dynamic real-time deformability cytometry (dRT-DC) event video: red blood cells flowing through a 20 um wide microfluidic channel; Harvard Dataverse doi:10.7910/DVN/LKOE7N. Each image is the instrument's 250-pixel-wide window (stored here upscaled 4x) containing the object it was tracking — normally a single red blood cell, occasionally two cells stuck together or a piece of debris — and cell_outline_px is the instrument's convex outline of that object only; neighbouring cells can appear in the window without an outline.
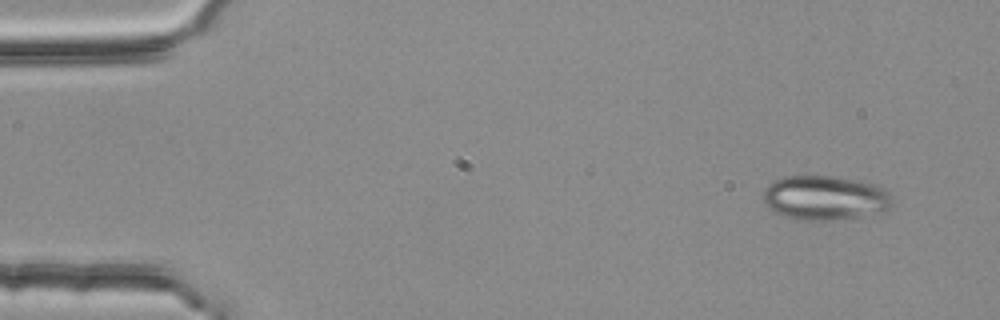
{"species": "common noctule bat (a hibernating species)", "species_latin": "Nyctalus noctula", "temperature_condition": "room temperature", "stored_images_in_passage": 4, "camera_frame_rate_fps": 3000, "um_per_image_px": 0.085, "animal": {"sex": "female", "body_mass_g": 25.1}, "frame": {"image": 1, "passage_image": 1, "time_ms": 0.0, "image_size_px": [1000, 320], "cell_outline_px": [[892, 204], [888, 208], [880, 212], [860, 216], [828, 220], [804, 220], [784, 216], [772, 212], [764, 204], [764, 192], [768, 184], [784, 176], [832, 176], [876, 184], [884, 188], [892, 196]], "centroid_in_image_um": [70.11, 16.81], "position_along_channel_um": 14.9, "area_um2": 33.29}}